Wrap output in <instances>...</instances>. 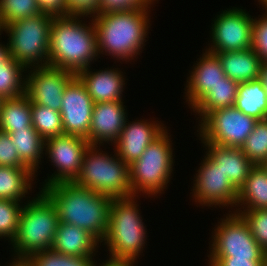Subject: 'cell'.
<instances>
[{
    "label": "cell",
    "instance_id": "1",
    "mask_svg": "<svg viewBox=\"0 0 267 266\" xmlns=\"http://www.w3.org/2000/svg\"><path fill=\"white\" fill-rule=\"evenodd\" d=\"M41 189L55 204L60 222L87 230L101 244L108 228L111 197L74 182L56 183Z\"/></svg>",
    "mask_w": 267,
    "mask_h": 266
},
{
    "label": "cell",
    "instance_id": "2",
    "mask_svg": "<svg viewBox=\"0 0 267 266\" xmlns=\"http://www.w3.org/2000/svg\"><path fill=\"white\" fill-rule=\"evenodd\" d=\"M79 18L54 16L50 27L49 66L77 74L98 57L93 21L87 26Z\"/></svg>",
    "mask_w": 267,
    "mask_h": 266
},
{
    "label": "cell",
    "instance_id": "3",
    "mask_svg": "<svg viewBox=\"0 0 267 266\" xmlns=\"http://www.w3.org/2000/svg\"><path fill=\"white\" fill-rule=\"evenodd\" d=\"M149 11L148 8L134 9L92 17L96 30L98 55L106 52L117 60L128 62L140 55L139 52L146 42L148 25H150Z\"/></svg>",
    "mask_w": 267,
    "mask_h": 266
},
{
    "label": "cell",
    "instance_id": "4",
    "mask_svg": "<svg viewBox=\"0 0 267 266\" xmlns=\"http://www.w3.org/2000/svg\"><path fill=\"white\" fill-rule=\"evenodd\" d=\"M58 211L51 199L40 190L19 216L18 229L12 242L14 261H24L33 253L52 248L59 225Z\"/></svg>",
    "mask_w": 267,
    "mask_h": 266
},
{
    "label": "cell",
    "instance_id": "5",
    "mask_svg": "<svg viewBox=\"0 0 267 266\" xmlns=\"http://www.w3.org/2000/svg\"><path fill=\"white\" fill-rule=\"evenodd\" d=\"M135 198L111 201L108 228L102 240L109 249V260L135 262L145 248L147 233Z\"/></svg>",
    "mask_w": 267,
    "mask_h": 266
},
{
    "label": "cell",
    "instance_id": "6",
    "mask_svg": "<svg viewBox=\"0 0 267 266\" xmlns=\"http://www.w3.org/2000/svg\"><path fill=\"white\" fill-rule=\"evenodd\" d=\"M98 147L89 146L73 182L112 199L132 197L129 165L116 153L113 158L108 153L99 152Z\"/></svg>",
    "mask_w": 267,
    "mask_h": 266
},
{
    "label": "cell",
    "instance_id": "7",
    "mask_svg": "<svg viewBox=\"0 0 267 266\" xmlns=\"http://www.w3.org/2000/svg\"><path fill=\"white\" fill-rule=\"evenodd\" d=\"M54 15L40 13L3 27L9 33V53L26 68L49 66L50 27ZM40 63V64H39Z\"/></svg>",
    "mask_w": 267,
    "mask_h": 266
},
{
    "label": "cell",
    "instance_id": "8",
    "mask_svg": "<svg viewBox=\"0 0 267 266\" xmlns=\"http://www.w3.org/2000/svg\"><path fill=\"white\" fill-rule=\"evenodd\" d=\"M168 134L165 129L140 158L129 165L132 196L141 192L148 196L157 195L167 187L174 166L172 141Z\"/></svg>",
    "mask_w": 267,
    "mask_h": 266
},
{
    "label": "cell",
    "instance_id": "9",
    "mask_svg": "<svg viewBox=\"0 0 267 266\" xmlns=\"http://www.w3.org/2000/svg\"><path fill=\"white\" fill-rule=\"evenodd\" d=\"M233 213L216 225L209 259H263L264 250L254 239L249 225L240 214Z\"/></svg>",
    "mask_w": 267,
    "mask_h": 266
},
{
    "label": "cell",
    "instance_id": "10",
    "mask_svg": "<svg viewBox=\"0 0 267 266\" xmlns=\"http://www.w3.org/2000/svg\"><path fill=\"white\" fill-rule=\"evenodd\" d=\"M257 121L234 106L219 108L199 122V136L202 143L241 148Z\"/></svg>",
    "mask_w": 267,
    "mask_h": 266
},
{
    "label": "cell",
    "instance_id": "11",
    "mask_svg": "<svg viewBox=\"0 0 267 266\" xmlns=\"http://www.w3.org/2000/svg\"><path fill=\"white\" fill-rule=\"evenodd\" d=\"M216 18L211 27L212 45L207 51L215 53L252 48L254 19L248 12L233 7L224 10Z\"/></svg>",
    "mask_w": 267,
    "mask_h": 266
},
{
    "label": "cell",
    "instance_id": "12",
    "mask_svg": "<svg viewBox=\"0 0 267 266\" xmlns=\"http://www.w3.org/2000/svg\"><path fill=\"white\" fill-rule=\"evenodd\" d=\"M91 144L78 135L63 134L45 140V154L57 173L45 180L43 188L61 182H73L78 176L84 155Z\"/></svg>",
    "mask_w": 267,
    "mask_h": 266
},
{
    "label": "cell",
    "instance_id": "13",
    "mask_svg": "<svg viewBox=\"0 0 267 266\" xmlns=\"http://www.w3.org/2000/svg\"><path fill=\"white\" fill-rule=\"evenodd\" d=\"M35 68V69H34ZM26 74L25 94L31 103L60 112L62 96L67 84L76 74L52 66L32 67Z\"/></svg>",
    "mask_w": 267,
    "mask_h": 266
},
{
    "label": "cell",
    "instance_id": "14",
    "mask_svg": "<svg viewBox=\"0 0 267 266\" xmlns=\"http://www.w3.org/2000/svg\"><path fill=\"white\" fill-rule=\"evenodd\" d=\"M194 177L192 196L203 206L236 207L238 189L206 155Z\"/></svg>",
    "mask_w": 267,
    "mask_h": 266
},
{
    "label": "cell",
    "instance_id": "15",
    "mask_svg": "<svg viewBox=\"0 0 267 266\" xmlns=\"http://www.w3.org/2000/svg\"><path fill=\"white\" fill-rule=\"evenodd\" d=\"M61 102L64 134L87 138L95 103L77 76L67 84Z\"/></svg>",
    "mask_w": 267,
    "mask_h": 266
},
{
    "label": "cell",
    "instance_id": "16",
    "mask_svg": "<svg viewBox=\"0 0 267 266\" xmlns=\"http://www.w3.org/2000/svg\"><path fill=\"white\" fill-rule=\"evenodd\" d=\"M165 128L156 121L147 122V120H137L136 122H125L120 136L113 144L117 156L124 163L131 165L140 158L146 148Z\"/></svg>",
    "mask_w": 267,
    "mask_h": 266
},
{
    "label": "cell",
    "instance_id": "17",
    "mask_svg": "<svg viewBox=\"0 0 267 266\" xmlns=\"http://www.w3.org/2000/svg\"><path fill=\"white\" fill-rule=\"evenodd\" d=\"M126 117L123 101L95 103L87 141L91 145H101L103 142L113 144L120 136L125 122H128Z\"/></svg>",
    "mask_w": 267,
    "mask_h": 266
},
{
    "label": "cell",
    "instance_id": "18",
    "mask_svg": "<svg viewBox=\"0 0 267 266\" xmlns=\"http://www.w3.org/2000/svg\"><path fill=\"white\" fill-rule=\"evenodd\" d=\"M191 71L185 88L186 101L192 108L212 87L225 77L222 65L215 53L205 50Z\"/></svg>",
    "mask_w": 267,
    "mask_h": 266
},
{
    "label": "cell",
    "instance_id": "19",
    "mask_svg": "<svg viewBox=\"0 0 267 266\" xmlns=\"http://www.w3.org/2000/svg\"><path fill=\"white\" fill-rule=\"evenodd\" d=\"M89 68L81 70L76 76L81 80L94 103L123 101L121 94L126 83L121 71L108 68L92 72Z\"/></svg>",
    "mask_w": 267,
    "mask_h": 266
},
{
    "label": "cell",
    "instance_id": "20",
    "mask_svg": "<svg viewBox=\"0 0 267 266\" xmlns=\"http://www.w3.org/2000/svg\"><path fill=\"white\" fill-rule=\"evenodd\" d=\"M203 144L205 148L207 147L206 155L239 190L255 165L247 158L241 148L223 147L212 143Z\"/></svg>",
    "mask_w": 267,
    "mask_h": 266
},
{
    "label": "cell",
    "instance_id": "21",
    "mask_svg": "<svg viewBox=\"0 0 267 266\" xmlns=\"http://www.w3.org/2000/svg\"><path fill=\"white\" fill-rule=\"evenodd\" d=\"M99 241L87 230L59 222L52 250L63 255L92 258Z\"/></svg>",
    "mask_w": 267,
    "mask_h": 266
},
{
    "label": "cell",
    "instance_id": "22",
    "mask_svg": "<svg viewBox=\"0 0 267 266\" xmlns=\"http://www.w3.org/2000/svg\"><path fill=\"white\" fill-rule=\"evenodd\" d=\"M225 75L238 83L260 78L262 60L252 49L215 52Z\"/></svg>",
    "mask_w": 267,
    "mask_h": 266
},
{
    "label": "cell",
    "instance_id": "23",
    "mask_svg": "<svg viewBox=\"0 0 267 266\" xmlns=\"http://www.w3.org/2000/svg\"><path fill=\"white\" fill-rule=\"evenodd\" d=\"M34 129L32 126L31 101L24 93L21 96L3 99L0 105V131Z\"/></svg>",
    "mask_w": 267,
    "mask_h": 266
},
{
    "label": "cell",
    "instance_id": "24",
    "mask_svg": "<svg viewBox=\"0 0 267 266\" xmlns=\"http://www.w3.org/2000/svg\"><path fill=\"white\" fill-rule=\"evenodd\" d=\"M234 107L256 120L267 119V94L260 78L239 83Z\"/></svg>",
    "mask_w": 267,
    "mask_h": 266
},
{
    "label": "cell",
    "instance_id": "25",
    "mask_svg": "<svg viewBox=\"0 0 267 266\" xmlns=\"http://www.w3.org/2000/svg\"><path fill=\"white\" fill-rule=\"evenodd\" d=\"M239 205H242L243 211L267 209V172L261 165L251 169L245 183L239 188L236 206Z\"/></svg>",
    "mask_w": 267,
    "mask_h": 266
},
{
    "label": "cell",
    "instance_id": "26",
    "mask_svg": "<svg viewBox=\"0 0 267 266\" xmlns=\"http://www.w3.org/2000/svg\"><path fill=\"white\" fill-rule=\"evenodd\" d=\"M36 175L28 167L0 166V199L21 201Z\"/></svg>",
    "mask_w": 267,
    "mask_h": 266
},
{
    "label": "cell",
    "instance_id": "27",
    "mask_svg": "<svg viewBox=\"0 0 267 266\" xmlns=\"http://www.w3.org/2000/svg\"><path fill=\"white\" fill-rule=\"evenodd\" d=\"M238 85L226 76L192 107L193 111L199 114L202 121L211 111L234 106Z\"/></svg>",
    "mask_w": 267,
    "mask_h": 266
},
{
    "label": "cell",
    "instance_id": "28",
    "mask_svg": "<svg viewBox=\"0 0 267 266\" xmlns=\"http://www.w3.org/2000/svg\"><path fill=\"white\" fill-rule=\"evenodd\" d=\"M10 137L21 162L36 173L44 154L45 140L35 129L15 130Z\"/></svg>",
    "mask_w": 267,
    "mask_h": 266
},
{
    "label": "cell",
    "instance_id": "29",
    "mask_svg": "<svg viewBox=\"0 0 267 266\" xmlns=\"http://www.w3.org/2000/svg\"><path fill=\"white\" fill-rule=\"evenodd\" d=\"M24 71L27 72V68L11 56L0 64V98L2 100L25 93L26 78L22 74Z\"/></svg>",
    "mask_w": 267,
    "mask_h": 266
},
{
    "label": "cell",
    "instance_id": "30",
    "mask_svg": "<svg viewBox=\"0 0 267 266\" xmlns=\"http://www.w3.org/2000/svg\"><path fill=\"white\" fill-rule=\"evenodd\" d=\"M31 112L32 126L44 140L64 134L62 116L59 111L31 103Z\"/></svg>",
    "mask_w": 267,
    "mask_h": 266
},
{
    "label": "cell",
    "instance_id": "31",
    "mask_svg": "<svg viewBox=\"0 0 267 266\" xmlns=\"http://www.w3.org/2000/svg\"><path fill=\"white\" fill-rule=\"evenodd\" d=\"M241 149L254 165H261L267 159V119L256 122Z\"/></svg>",
    "mask_w": 267,
    "mask_h": 266
},
{
    "label": "cell",
    "instance_id": "32",
    "mask_svg": "<svg viewBox=\"0 0 267 266\" xmlns=\"http://www.w3.org/2000/svg\"><path fill=\"white\" fill-rule=\"evenodd\" d=\"M28 266H95V260L86 257L63 255L52 249L33 253L26 260Z\"/></svg>",
    "mask_w": 267,
    "mask_h": 266
},
{
    "label": "cell",
    "instance_id": "33",
    "mask_svg": "<svg viewBox=\"0 0 267 266\" xmlns=\"http://www.w3.org/2000/svg\"><path fill=\"white\" fill-rule=\"evenodd\" d=\"M42 13L37 0H0V24H7Z\"/></svg>",
    "mask_w": 267,
    "mask_h": 266
},
{
    "label": "cell",
    "instance_id": "34",
    "mask_svg": "<svg viewBox=\"0 0 267 266\" xmlns=\"http://www.w3.org/2000/svg\"><path fill=\"white\" fill-rule=\"evenodd\" d=\"M20 201L0 199V237L12 242L16 235L22 207Z\"/></svg>",
    "mask_w": 267,
    "mask_h": 266
},
{
    "label": "cell",
    "instance_id": "35",
    "mask_svg": "<svg viewBox=\"0 0 267 266\" xmlns=\"http://www.w3.org/2000/svg\"><path fill=\"white\" fill-rule=\"evenodd\" d=\"M238 208L235 213L240 214L250 227L251 234L263 250L267 249V209L242 211Z\"/></svg>",
    "mask_w": 267,
    "mask_h": 266
},
{
    "label": "cell",
    "instance_id": "36",
    "mask_svg": "<svg viewBox=\"0 0 267 266\" xmlns=\"http://www.w3.org/2000/svg\"><path fill=\"white\" fill-rule=\"evenodd\" d=\"M154 1L155 0H100L98 14L147 9L151 8Z\"/></svg>",
    "mask_w": 267,
    "mask_h": 266
},
{
    "label": "cell",
    "instance_id": "37",
    "mask_svg": "<svg viewBox=\"0 0 267 266\" xmlns=\"http://www.w3.org/2000/svg\"><path fill=\"white\" fill-rule=\"evenodd\" d=\"M252 49L262 62H267V12L253 21Z\"/></svg>",
    "mask_w": 267,
    "mask_h": 266
},
{
    "label": "cell",
    "instance_id": "38",
    "mask_svg": "<svg viewBox=\"0 0 267 266\" xmlns=\"http://www.w3.org/2000/svg\"><path fill=\"white\" fill-rule=\"evenodd\" d=\"M0 166L26 167L20 160L9 133L0 131Z\"/></svg>",
    "mask_w": 267,
    "mask_h": 266
},
{
    "label": "cell",
    "instance_id": "39",
    "mask_svg": "<svg viewBox=\"0 0 267 266\" xmlns=\"http://www.w3.org/2000/svg\"><path fill=\"white\" fill-rule=\"evenodd\" d=\"M100 0H65L66 15L82 16L84 18L98 15ZM92 15V16H91Z\"/></svg>",
    "mask_w": 267,
    "mask_h": 266
},
{
    "label": "cell",
    "instance_id": "40",
    "mask_svg": "<svg viewBox=\"0 0 267 266\" xmlns=\"http://www.w3.org/2000/svg\"><path fill=\"white\" fill-rule=\"evenodd\" d=\"M37 3L44 13L54 16H66L65 0H37Z\"/></svg>",
    "mask_w": 267,
    "mask_h": 266
},
{
    "label": "cell",
    "instance_id": "41",
    "mask_svg": "<svg viewBox=\"0 0 267 266\" xmlns=\"http://www.w3.org/2000/svg\"><path fill=\"white\" fill-rule=\"evenodd\" d=\"M263 259H209V266H263Z\"/></svg>",
    "mask_w": 267,
    "mask_h": 266
},
{
    "label": "cell",
    "instance_id": "42",
    "mask_svg": "<svg viewBox=\"0 0 267 266\" xmlns=\"http://www.w3.org/2000/svg\"><path fill=\"white\" fill-rule=\"evenodd\" d=\"M106 263L103 262L101 266H134V261H112L106 260ZM97 266V264H95ZM100 266V265H99Z\"/></svg>",
    "mask_w": 267,
    "mask_h": 266
},
{
    "label": "cell",
    "instance_id": "43",
    "mask_svg": "<svg viewBox=\"0 0 267 266\" xmlns=\"http://www.w3.org/2000/svg\"><path fill=\"white\" fill-rule=\"evenodd\" d=\"M9 57H10V53H9L8 43L7 45H4V44L2 45L0 43V64L6 61Z\"/></svg>",
    "mask_w": 267,
    "mask_h": 266
},
{
    "label": "cell",
    "instance_id": "44",
    "mask_svg": "<svg viewBox=\"0 0 267 266\" xmlns=\"http://www.w3.org/2000/svg\"><path fill=\"white\" fill-rule=\"evenodd\" d=\"M260 79L263 82V85L266 89V94H267V62L262 63L261 72H260Z\"/></svg>",
    "mask_w": 267,
    "mask_h": 266
},
{
    "label": "cell",
    "instance_id": "45",
    "mask_svg": "<svg viewBox=\"0 0 267 266\" xmlns=\"http://www.w3.org/2000/svg\"><path fill=\"white\" fill-rule=\"evenodd\" d=\"M9 266H28L25 261H12Z\"/></svg>",
    "mask_w": 267,
    "mask_h": 266
},
{
    "label": "cell",
    "instance_id": "46",
    "mask_svg": "<svg viewBox=\"0 0 267 266\" xmlns=\"http://www.w3.org/2000/svg\"><path fill=\"white\" fill-rule=\"evenodd\" d=\"M263 266H267V249L263 251Z\"/></svg>",
    "mask_w": 267,
    "mask_h": 266
},
{
    "label": "cell",
    "instance_id": "47",
    "mask_svg": "<svg viewBox=\"0 0 267 266\" xmlns=\"http://www.w3.org/2000/svg\"><path fill=\"white\" fill-rule=\"evenodd\" d=\"M259 1V3H261L262 4V6L265 8V12H267V0H258Z\"/></svg>",
    "mask_w": 267,
    "mask_h": 266
},
{
    "label": "cell",
    "instance_id": "48",
    "mask_svg": "<svg viewBox=\"0 0 267 266\" xmlns=\"http://www.w3.org/2000/svg\"><path fill=\"white\" fill-rule=\"evenodd\" d=\"M261 167L267 172V159L261 164Z\"/></svg>",
    "mask_w": 267,
    "mask_h": 266
},
{
    "label": "cell",
    "instance_id": "49",
    "mask_svg": "<svg viewBox=\"0 0 267 266\" xmlns=\"http://www.w3.org/2000/svg\"><path fill=\"white\" fill-rule=\"evenodd\" d=\"M3 31V28H2V26H1V24H0V33ZM1 35V34H0Z\"/></svg>",
    "mask_w": 267,
    "mask_h": 266
}]
</instances>
